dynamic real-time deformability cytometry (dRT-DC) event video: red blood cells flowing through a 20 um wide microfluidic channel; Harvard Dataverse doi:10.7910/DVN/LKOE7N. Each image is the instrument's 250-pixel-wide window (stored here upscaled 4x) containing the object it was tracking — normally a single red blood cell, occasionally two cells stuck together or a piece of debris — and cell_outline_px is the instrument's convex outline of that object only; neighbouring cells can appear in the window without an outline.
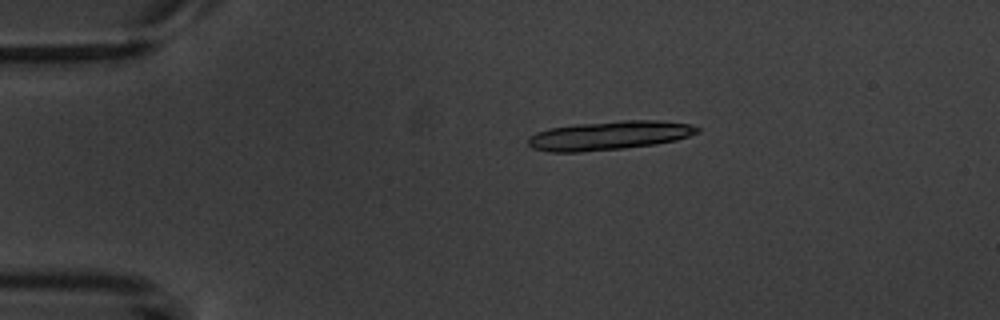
{"species": "common noctule bat (a hibernating species)", "species_latin": "Nyctalus noctula", "temperature_condition": "warm", "stored_images_in_passage": 9, "camera_frame_rate_fps": 3000, "um_per_image_px": 0.085, "animal": {"sex": "male", "body_mass_g": 20.1, "forearm_length_mm": 53.5}, "frame": {"image": 1, "passage_image": 1, "time_ms": 0.0, "image_size_px": [1000, 320], "cell_outline_px": [[700, 132], [676, 140], [656, 144], [624, 148], [580, 152], [548, 152], [532, 148], [528, 144], [528, 136], [536, 132], [548, 128], [576, 124], [620, 120], [656, 120], [692, 124], [700, 128]], "centroid_in_image_um": [51.77, 11.51], "position_along_channel_um": 33.2, "area_um2": 28.73}}
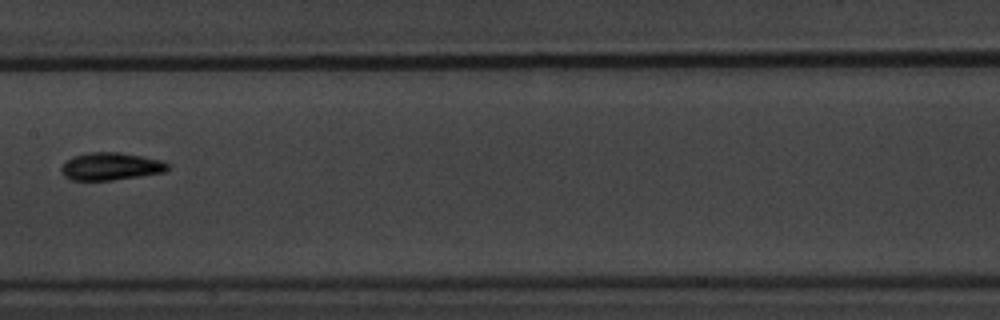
{"frame": {"image": 2, "passage_image": 6, "time_ms": 6.0, "image_size_px": [1000, 320], "cell_outline_px": [[172, 164], [164, 172], [112, 180], [72, 180], [64, 176], [60, 172], [60, 168], [64, 160], [88, 152], [120, 152], [144, 156], [160, 160]], "centroid_in_image_um": [9.39, 14.13], "position_along_channel_um": 198.0, "area_um2": 17.22}}